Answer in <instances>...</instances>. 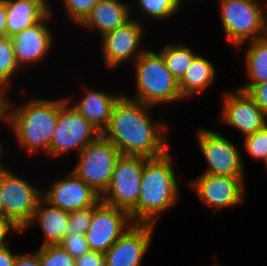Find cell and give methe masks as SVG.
Wrapping results in <instances>:
<instances>
[{
    "label": "cell",
    "instance_id": "cell-38",
    "mask_svg": "<svg viewBox=\"0 0 267 266\" xmlns=\"http://www.w3.org/2000/svg\"><path fill=\"white\" fill-rule=\"evenodd\" d=\"M5 96L6 94L0 89V120L1 121H4Z\"/></svg>",
    "mask_w": 267,
    "mask_h": 266
},
{
    "label": "cell",
    "instance_id": "cell-18",
    "mask_svg": "<svg viewBox=\"0 0 267 266\" xmlns=\"http://www.w3.org/2000/svg\"><path fill=\"white\" fill-rule=\"evenodd\" d=\"M128 3L123 0H99L79 26L87 30H96L102 37L105 33L125 25L132 19L133 12L131 11L134 10H131Z\"/></svg>",
    "mask_w": 267,
    "mask_h": 266
},
{
    "label": "cell",
    "instance_id": "cell-34",
    "mask_svg": "<svg viewBox=\"0 0 267 266\" xmlns=\"http://www.w3.org/2000/svg\"><path fill=\"white\" fill-rule=\"evenodd\" d=\"M32 253H16L14 266H41L39 249Z\"/></svg>",
    "mask_w": 267,
    "mask_h": 266
},
{
    "label": "cell",
    "instance_id": "cell-23",
    "mask_svg": "<svg viewBox=\"0 0 267 266\" xmlns=\"http://www.w3.org/2000/svg\"><path fill=\"white\" fill-rule=\"evenodd\" d=\"M245 51V69L249 83L239 89L248 91L254 84L267 81V37L248 41Z\"/></svg>",
    "mask_w": 267,
    "mask_h": 266
},
{
    "label": "cell",
    "instance_id": "cell-41",
    "mask_svg": "<svg viewBox=\"0 0 267 266\" xmlns=\"http://www.w3.org/2000/svg\"><path fill=\"white\" fill-rule=\"evenodd\" d=\"M5 149L3 148V146H1V155H0V159H2L1 157L4 156L6 153L4 151Z\"/></svg>",
    "mask_w": 267,
    "mask_h": 266
},
{
    "label": "cell",
    "instance_id": "cell-33",
    "mask_svg": "<svg viewBox=\"0 0 267 266\" xmlns=\"http://www.w3.org/2000/svg\"><path fill=\"white\" fill-rule=\"evenodd\" d=\"M75 266H105V255L103 252L89 250L75 258Z\"/></svg>",
    "mask_w": 267,
    "mask_h": 266
},
{
    "label": "cell",
    "instance_id": "cell-7",
    "mask_svg": "<svg viewBox=\"0 0 267 266\" xmlns=\"http://www.w3.org/2000/svg\"><path fill=\"white\" fill-rule=\"evenodd\" d=\"M0 184L3 195V217L22 233L33 218L37 204L42 198V191L1 164V159Z\"/></svg>",
    "mask_w": 267,
    "mask_h": 266
},
{
    "label": "cell",
    "instance_id": "cell-4",
    "mask_svg": "<svg viewBox=\"0 0 267 266\" xmlns=\"http://www.w3.org/2000/svg\"><path fill=\"white\" fill-rule=\"evenodd\" d=\"M136 95L129 98L155 108L183 100L178 81L167 68L160 52L147 49L134 62Z\"/></svg>",
    "mask_w": 267,
    "mask_h": 266
},
{
    "label": "cell",
    "instance_id": "cell-8",
    "mask_svg": "<svg viewBox=\"0 0 267 266\" xmlns=\"http://www.w3.org/2000/svg\"><path fill=\"white\" fill-rule=\"evenodd\" d=\"M102 133L67 100L59 109V116L46 156L58 157L71 151L78 155Z\"/></svg>",
    "mask_w": 267,
    "mask_h": 266
},
{
    "label": "cell",
    "instance_id": "cell-15",
    "mask_svg": "<svg viewBox=\"0 0 267 266\" xmlns=\"http://www.w3.org/2000/svg\"><path fill=\"white\" fill-rule=\"evenodd\" d=\"M157 225L134 223L104 253L105 266H140L147 254Z\"/></svg>",
    "mask_w": 267,
    "mask_h": 266
},
{
    "label": "cell",
    "instance_id": "cell-35",
    "mask_svg": "<svg viewBox=\"0 0 267 266\" xmlns=\"http://www.w3.org/2000/svg\"><path fill=\"white\" fill-rule=\"evenodd\" d=\"M20 233V230L16 228L8 219L0 215V246L8 244L6 242V235L10 232Z\"/></svg>",
    "mask_w": 267,
    "mask_h": 266
},
{
    "label": "cell",
    "instance_id": "cell-9",
    "mask_svg": "<svg viewBox=\"0 0 267 266\" xmlns=\"http://www.w3.org/2000/svg\"><path fill=\"white\" fill-rule=\"evenodd\" d=\"M143 166L144 157L121 154L101 201L130 213L137 206L139 199Z\"/></svg>",
    "mask_w": 267,
    "mask_h": 266
},
{
    "label": "cell",
    "instance_id": "cell-31",
    "mask_svg": "<svg viewBox=\"0 0 267 266\" xmlns=\"http://www.w3.org/2000/svg\"><path fill=\"white\" fill-rule=\"evenodd\" d=\"M59 244L74 258L90 250L85 235L78 233L66 235Z\"/></svg>",
    "mask_w": 267,
    "mask_h": 266
},
{
    "label": "cell",
    "instance_id": "cell-28",
    "mask_svg": "<svg viewBox=\"0 0 267 266\" xmlns=\"http://www.w3.org/2000/svg\"><path fill=\"white\" fill-rule=\"evenodd\" d=\"M244 148L250 158L267 163V124L253 134L244 137Z\"/></svg>",
    "mask_w": 267,
    "mask_h": 266
},
{
    "label": "cell",
    "instance_id": "cell-36",
    "mask_svg": "<svg viewBox=\"0 0 267 266\" xmlns=\"http://www.w3.org/2000/svg\"><path fill=\"white\" fill-rule=\"evenodd\" d=\"M16 253H12L8 244L0 246V266H14Z\"/></svg>",
    "mask_w": 267,
    "mask_h": 266
},
{
    "label": "cell",
    "instance_id": "cell-30",
    "mask_svg": "<svg viewBox=\"0 0 267 266\" xmlns=\"http://www.w3.org/2000/svg\"><path fill=\"white\" fill-rule=\"evenodd\" d=\"M93 207L69 212L66 235L74 233L85 235L91 223Z\"/></svg>",
    "mask_w": 267,
    "mask_h": 266
},
{
    "label": "cell",
    "instance_id": "cell-27",
    "mask_svg": "<svg viewBox=\"0 0 267 266\" xmlns=\"http://www.w3.org/2000/svg\"><path fill=\"white\" fill-rule=\"evenodd\" d=\"M39 259L41 266H75V258L60 244L40 246Z\"/></svg>",
    "mask_w": 267,
    "mask_h": 266
},
{
    "label": "cell",
    "instance_id": "cell-32",
    "mask_svg": "<svg viewBox=\"0 0 267 266\" xmlns=\"http://www.w3.org/2000/svg\"><path fill=\"white\" fill-rule=\"evenodd\" d=\"M247 93L253 98L256 104L261 108L267 120V81L254 84Z\"/></svg>",
    "mask_w": 267,
    "mask_h": 266
},
{
    "label": "cell",
    "instance_id": "cell-12",
    "mask_svg": "<svg viewBox=\"0 0 267 266\" xmlns=\"http://www.w3.org/2000/svg\"><path fill=\"white\" fill-rule=\"evenodd\" d=\"M144 27L141 17L140 20L132 17L125 25L101 37L102 58L106 68L116 69L120 64L131 59L135 62L140 57L146 50L140 45L145 35Z\"/></svg>",
    "mask_w": 267,
    "mask_h": 266
},
{
    "label": "cell",
    "instance_id": "cell-16",
    "mask_svg": "<svg viewBox=\"0 0 267 266\" xmlns=\"http://www.w3.org/2000/svg\"><path fill=\"white\" fill-rule=\"evenodd\" d=\"M55 180L48 191H42V198L54 207L71 212L95 206L101 201V196L72 171Z\"/></svg>",
    "mask_w": 267,
    "mask_h": 266
},
{
    "label": "cell",
    "instance_id": "cell-10",
    "mask_svg": "<svg viewBox=\"0 0 267 266\" xmlns=\"http://www.w3.org/2000/svg\"><path fill=\"white\" fill-rule=\"evenodd\" d=\"M197 132L198 146L208 164L203 174L245 176L242 153L231 140L205 127Z\"/></svg>",
    "mask_w": 267,
    "mask_h": 266
},
{
    "label": "cell",
    "instance_id": "cell-5",
    "mask_svg": "<svg viewBox=\"0 0 267 266\" xmlns=\"http://www.w3.org/2000/svg\"><path fill=\"white\" fill-rule=\"evenodd\" d=\"M220 21L227 41L238 48L265 36V12L260 0H219Z\"/></svg>",
    "mask_w": 267,
    "mask_h": 266
},
{
    "label": "cell",
    "instance_id": "cell-13",
    "mask_svg": "<svg viewBox=\"0 0 267 266\" xmlns=\"http://www.w3.org/2000/svg\"><path fill=\"white\" fill-rule=\"evenodd\" d=\"M133 224L128 212L100 201L85 233L89 249L105 253Z\"/></svg>",
    "mask_w": 267,
    "mask_h": 266
},
{
    "label": "cell",
    "instance_id": "cell-37",
    "mask_svg": "<svg viewBox=\"0 0 267 266\" xmlns=\"http://www.w3.org/2000/svg\"><path fill=\"white\" fill-rule=\"evenodd\" d=\"M6 36V0H0V37Z\"/></svg>",
    "mask_w": 267,
    "mask_h": 266
},
{
    "label": "cell",
    "instance_id": "cell-40",
    "mask_svg": "<svg viewBox=\"0 0 267 266\" xmlns=\"http://www.w3.org/2000/svg\"><path fill=\"white\" fill-rule=\"evenodd\" d=\"M265 2H267V1H265ZM267 5V4H266ZM264 9H266V10H264V12H265V36L267 37V8H264Z\"/></svg>",
    "mask_w": 267,
    "mask_h": 266
},
{
    "label": "cell",
    "instance_id": "cell-22",
    "mask_svg": "<svg viewBox=\"0 0 267 266\" xmlns=\"http://www.w3.org/2000/svg\"><path fill=\"white\" fill-rule=\"evenodd\" d=\"M216 75L213 62L198 54L178 82L179 90L184 100L191 98V96L202 94L212 85Z\"/></svg>",
    "mask_w": 267,
    "mask_h": 266
},
{
    "label": "cell",
    "instance_id": "cell-1",
    "mask_svg": "<svg viewBox=\"0 0 267 266\" xmlns=\"http://www.w3.org/2000/svg\"><path fill=\"white\" fill-rule=\"evenodd\" d=\"M152 106L123 94L116 102L110 122L102 135L110 140L122 155L156 158L168 151V130L162 121L153 122Z\"/></svg>",
    "mask_w": 267,
    "mask_h": 266
},
{
    "label": "cell",
    "instance_id": "cell-11",
    "mask_svg": "<svg viewBox=\"0 0 267 266\" xmlns=\"http://www.w3.org/2000/svg\"><path fill=\"white\" fill-rule=\"evenodd\" d=\"M245 176L201 174L192 179L188 186L196 192L200 201L213 208L214 213L236 207L245 196Z\"/></svg>",
    "mask_w": 267,
    "mask_h": 266
},
{
    "label": "cell",
    "instance_id": "cell-14",
    "mask_svg": "<svg viewBox=\"0 0 267 266\" xmlns=\"http://www.w3.org/2000/svg\"><path fill=\"white\" fill-rule=\"evenodd\" d=\"M221 120L226 126L239 130L243 137L262 129L267 120L253 98L238 87L225 92L222 101Z\"/></svg>",
    "mask_w": 267,
    "mask_h": 266
},
{
    "label": "cell",
    "instance_id": "cell-3",
    "mask_svg": "<svg viewBox=\"0 0 267 266\" xmlns=\"http://www.w3.org/2000/svg\"><path fill=\"white\" fill-rule=\"evenodd\" d=\"M169 150L156 158H145L137 206L129 213L134 223L156 225L157 217L179 200L180 188Z\"/></svg>",
    "mask_w": 267,
    "mask_h": 266
},
{
    "label": "cell",
    "instance_id": "cell-29",
    "mask_svg": "<svg viewBox=\"0 0 267 266\" xmlns=\"http://www.w3.org/2000/svg\"><path fill=\"white\" fill-rule=\"evenodd\" d=\"M64 11L68 15V18L78 24V26L86 19L90 14L93 7L99 2V0H60Z\"/></svg>",
    "mask_w": 267,
    "mask_h": 266
},
{
    "label": "cell",
    "instance_id": "cell-19",
    "mask_svg": "<svg viewBox=\"0 0 267 266\" xmlns=\"http://www.w3.org/2000/svg\"><path fill=\"white\" fill-rule=\"evenodd\" d=\"M116 94L87 87L80 101H73L72 97H67V100L102 133L108 126L112 110L123 92Z\"/></svg>",
    "mask_w": 267,
    "mask_h": 266
},
{
    "label": "cell",
    "instance_id": "cell-42",
    "mask_svg": "<svg viewBox=\"0 0 267 266\" xmlns=\"http://www.w3.org/2000/svg\"><path fill=\"white\" fill-rule=\"evenodd\" d=\"M210 266H219V265L216 263V264H214V265L212 264V265H210ZM220 266H221V265H220Z\"/></svg>",
    "mask_w": 267,
    "mask_h": 266
},
{
    "label": "cell",
    "instance_id": "cell-17",
    "mask_svg": "<svg viewBox=\"0 0 267 266\" xmlns=\"http://www.w3.org/2000/svg\"><path fill=\"white\" fill-rule=\"evenodd\" d=\"M52 10L51 6V11L40 22L10 37L20 69L23 65L25 67L26 64H38L41 60L43 61L52 49L53 35L48 26V20L52 19L54 14Z\"/></svg>",
    "mask_w": 267,
    "mask_h": 266
},
{
    "label": "cell",
    "instance_id": "cell-39",
    "mask_svg": "<svg viewBox=\"0 0 267 266\" xmlns=\"http://www.w3.org/2000/svg\"><path fill=\"white\" fill-rule=\"evenodd\" d=\"M0 215L3 216V195H2L1 184H0Z\"/></svg>",
    "mask_w": 267,
    "mask_h": 266
},
{
    "label": "cell",
    "instance_id": "cell-20",
    "mask_svg": "<svg viewBox=\"0 0 267 266\" xmlns=\"http://www.w3.org/2000/svg\"><path fill=\"white\" fill-rule=\"evenodd\" d=\"M50 11L48 0H6V36L34 26Z\"/></svg>",
    "mask_w": 267,
    "mask_h": 266
},
{
    "label": "cell",
    "instance_id": "cell-2",
    "mask_svg": "<svg viewBox=\"0 0 267 266\" xmlns=\"http://www.w3.org/2000/svg\"><path fill=\"white\" fill-rule=\"evenodd\" d=\"M5 96L4 124H8L21 149L33 155L50 150L51 139L55 130L60 107L67 101L66 97L60 99H29V102L18 107ZM42 150V151H41Z\"/></svg>",
    "mask_w": 267,
    "mask_h": 266
},
{
    "label": "cell",
    "instance_id": "cell-26",
    "mask_svg": "<svg viewBox=\"0 0 267 266\" xmlns=\"http://www.w3.org/2000/svg\"><path fill=\"white\" fill-rule=\"evenodd\" d=\"M137 7L141 15L155 20H165L174 16L181 8L180 0H137Z\"/></svg>",
    "mask_w": 267,
    "mask_h": 266
},
{
    "label": "cell",
    "instance_id": "cell-21",
    "mask_svg": "<svg viewBox=\"0 0 267 266\" xmlns=\"http://www.w3.org/2000/svg\"><path fill=\"white\" fill-rule=\"evenodd\" d=\"M68 216L69 212L54 207L41 198L34 211L31 222L22 232L38 223L45 238L41 246L59 244L66 236Z\"/></svg>",
    "mask_w": 267,
    "mask_h": 266
},
{
    "label": "cell",
    "instance_id": "cell-6",
    "mask_svg": "<svg viewBox=\"0 0 267 266\" xmlns=\"http://www.w3.org/2000/svg\"><path fill=\"white\" fill-rule=\"evenodd\" d=\"M120 156L118 148L101 134L77 155L78 161L71 171L102 197Z\"/></svg>",
    "mask_w": 267,
    "mask_h": 266
},
{
    "label": "cell",
    "instance_id": "cell-24",
    "mask_svg": "<svg viewBox=\"0 0 267 266\" xmlns=\"http://www.w3.org/2000/svg\"><path fill=\"white\" fill-rule=\"evenodd\" d=\"M159 52L162 54L167 68L178 82L198 55L190 46L181 42L166 44Z\"/></svg>",
    "mask_w": 267,
    "mask_h": 266
},
{
    "label": "cell",
    "instance_id": "cell-25",
    "mask_svg": "<svg viewBox=\"0 0 267 266\" xmlns=\"http://www.w3.org/2000/svg\"><path fill=\"white\" fill-rule=\"evenodd\" d=\"M20 70L15 55L13 43L10 37H0V89L7 95L9 85L14 74Z\"/></svg>",
    "mask_w": 267,
    "mask_h": 266
}]
</instances>
